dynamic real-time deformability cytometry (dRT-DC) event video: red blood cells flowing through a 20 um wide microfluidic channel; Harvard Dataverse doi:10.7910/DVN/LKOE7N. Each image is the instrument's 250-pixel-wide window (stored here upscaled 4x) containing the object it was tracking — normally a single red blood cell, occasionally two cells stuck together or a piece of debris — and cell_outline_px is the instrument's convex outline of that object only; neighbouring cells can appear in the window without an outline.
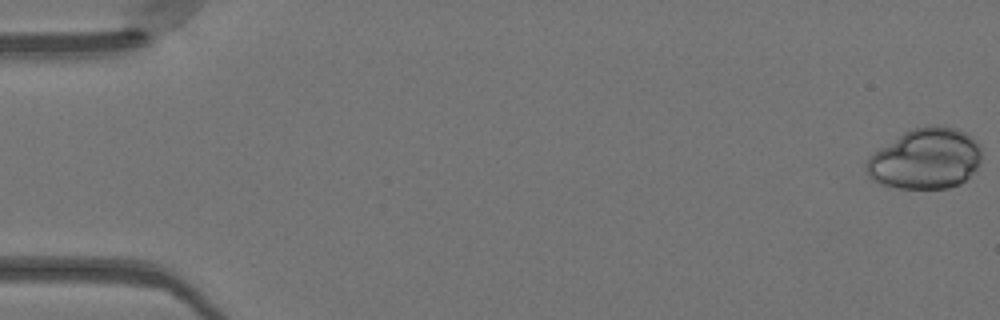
{"species": "Egyptian fruit bat (a non-hibernating species)", "species_latin": "Rousettus aegyptiacus", "temperature_condition": "warm", "stored_images_in_passage": 49, "camera_frame_rate_fps": 3000, "um_per_image_px": 0.085, "animal": {"sex": "female"}, "frame": {"image": 1, "passage_image": 1, "time_ms": 0.0, "image_size_px": [1000, 320], "cell_outline_px": [[976, 164], [968, 176], [964, 180], [956, 184], [944, 188], [904, 188], [888, 184], [880, 180], [868, 168], [868, 164], [880, 152], [908, 132], [924, 128], [944, 128], [956, 132], [964, 136], [976, 148]], "centroid_in_image_um": [78.69, 13.58], "position_along_channel_um": 6.3, "area_um2": 35.78}}